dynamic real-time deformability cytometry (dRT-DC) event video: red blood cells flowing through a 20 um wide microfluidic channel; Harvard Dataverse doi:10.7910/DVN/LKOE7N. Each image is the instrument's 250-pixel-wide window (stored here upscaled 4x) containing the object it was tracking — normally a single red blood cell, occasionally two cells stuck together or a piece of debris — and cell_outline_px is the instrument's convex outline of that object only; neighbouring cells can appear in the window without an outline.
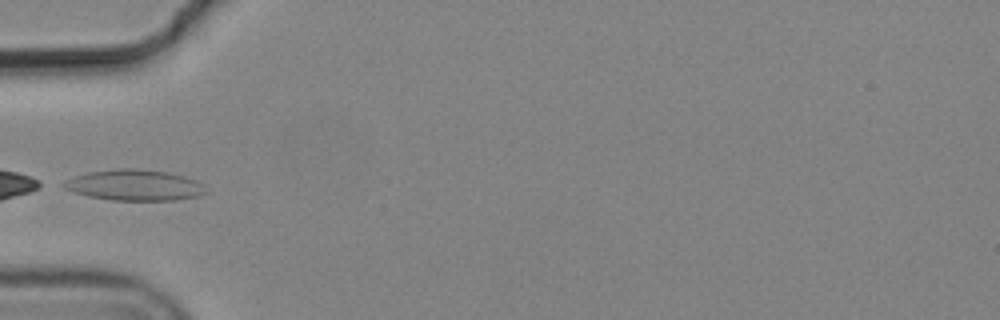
{"species": "common noctule bat (a hibernating species)", "species_latin": "Nyctalus noctula", "temperature_condition": "cold", "stored_images_in_passage": 5, "camera_frame_rate_fps": 3000, "um_per_image_px": 0.085, "animal": {"sex": "male", "body_mass_g": 19.2, "forearm_length_mm": 51.8}, "frame": {"image": 1, "passage_image": 2, "time_ms": 0.333, "image_size_px": [1000, 320], "cell_outline_px": [[208, 192], [200, 196], [176, 200], [112, 200], [88, 196], [72, 192], [56, 184], [64, 180], [88, 172], [116, 168], [136, 168], [168, 172], [184, 176], [196, 180], [204, 184]], "centroid_in_image_um": [11.42, 15.73], "position_along_channel_um": 73.6, "area_um2": 26.01}}
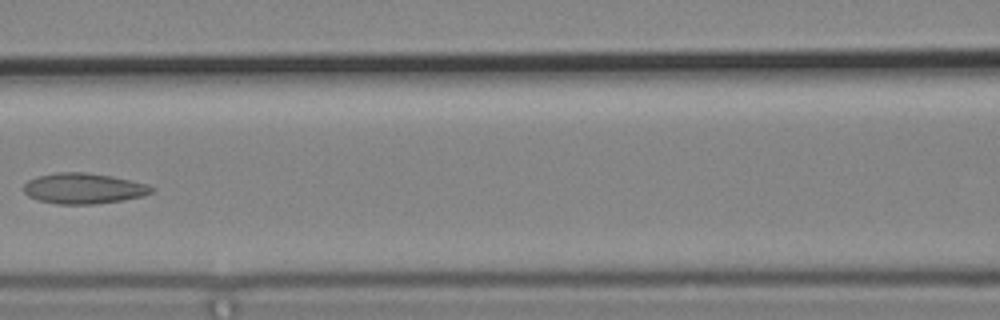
{"frame": {"image": 2, "passage_image": 4, "time_ms": 1.0, "image_size_px": [1000, 320], "cell_outline_px": [[156, 188], [152, 192], [140, 196], [120, 200], [92, 204], [56, 204], [40, 200], [28, 196], [24, 192], [24, 184], [28, 180], [36, 176], [56, 172], [84, 172], [112, 176], [148, 184]], "centroid_in_image_um": [7.08, 16.0], "position_along_channel_um": 159.5, "area_um2": 22.72}}
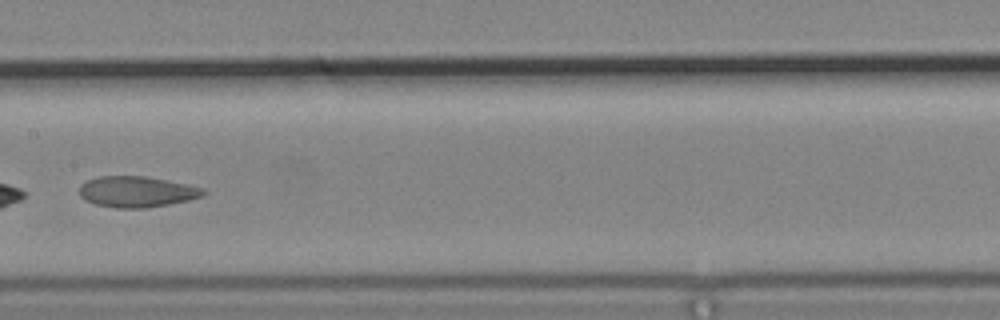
{"frame": {"image": 3, "passage_image": 5, "time_ms": 1.333, "image_size_px": [1000, 320], "cell_outline_px": [[208, 192], [204, 196], [188, 200], [168, 204], [144, 208], [116, 208], [96, 204], [84, 200], [80, 196], [80, 184], [88, 180], [100, 176], [144, 176], [204, 188]], "centroid_in_image_um": [11.62, 16.3], "position_along_channel_um": 195.8, "area_um2": 22.2}}